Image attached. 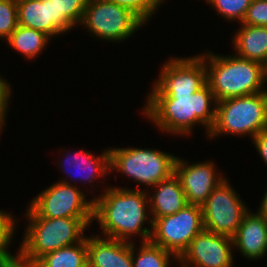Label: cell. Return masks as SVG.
<instances>
[{"label": "cell", "instance_id": "11", "mask_svg": "<svg viewBox=\"0 0 267 267\" xmlns=\"http://www.w3.org/2000/svg\"><path fill=\"white\" fill-rule=\"evenodd\" d=\"M226 177L202 205L204 229L233 238L250 210Z\"/></svg>", "mask_w": 267, "mask_h": 267}, {"label": "cell", "instance_id": "29", "mask_svg": "<svg viewBox=\"0 0 267 267\" xmlns=\"http://www.w3.org/2000/svg\"><path fill=\"white\" fill-rule=\"evenodd\" d=\"M8 81L0 73V137L3 134L2 130L5 129L10 103L12 102L11 82L9 83Z\"/></svg>", "mask_w": 267, "mask_h": 267}, {"label": "cell", "instance_id": "2", "mask_svg": "<svg viewBox=\"0 0 267 267\" xmlns=\"http://www.w3.org/2000/svg\"><path fill=\"white\" fill-rule=\"evenodd\" d=\"M146 97L140 112L159 132L185 138L191 136L196 126H202L208 137L215 122L217 105L208 84L192 95Z\"/></svg>", "mask_w": 267, "mask_h": 267}, {"label": "cell", "instance_id": "9", "mask_svg": "<svg viewBox=\"0 0 267 267\" xmlns=\"http://www.w3.org/2000/svg\"><path fill=\"white\" fill-rule=\"evenodd\" d=\"M90 195L79 186L55 181L28 205L42 218L94 217V199Z\"/></svg>", "mask_w": 267, "mask_h": 267}, {"label": "cell", "instance_id": "12", "mask_svg": "<svg viewBox=\"0 0 267 267\" xmlns=\"http://www.w3.org/2000/svg\"><path fill=\"white\" fill-rule=\"evenodd\" d=\"M59 150H60L59 154L61 156L60 158L62 160L58 159L56 166H58L60 171L63 170L62 173H64V175L67 176L65 177L62 174L61 177L63 178H59V180L57 181L71 185H74L75 183L73 182H76L77 184L75 185H79V188L85 187L84 190L85 189L89 190L92 187L93 188L91 189L92 191L90 190L87 192L88 194L89 192L93 193L92 195L93 199H95L94 194L96 189L100 187L99 185L97 186V182L100 185L101 182L102 185L103 184L106 185L102 191H104L107 187L110 186V184L108 185V183H105L106 182L105 180H107L106 177L110 175L109 148L103 149V151L98 155L93 154L89 150L86 149L84 150V148L79 149L77 151H71L69 149L65 150V147H63V149ZM88 185L90 186V188L87 187Z\"/></svg>", "mask_w": 267, "mask_h": 267}, {"label": "cell", "instance_id": "8", "mask_svg": "<svg viewBox=\"0 0 267 267\" xmlns=\"http://www.w3.org/2000/svg\"><path fill=\"white\" fill-rule=\"evenodd\" d=\"M160 66L148 95H192L207 84L205 63L198 54L170 56Z\"/></svg>", "mask_w": 267, "mask_h": 267}, {"label": "cell", "instance_id": "23", "mask_svg": "<svg viewBox=\"0 0 267 267\" xmlns=\"http://www.w3.org/2000/svg\"><path fill=\"white\" fill-rule=\"evenodd\" d=\"M55 8L53 25L63 34L77 28L83 18L88 0H51Z\"/></svg>", "mask_w": 267, "mask_h": 267}, {"label": "cell", "instance_id": "3", "mask_svg": "<svg viewBox=\"0 0 267 267\" xmlns=\"http://www.w3.org/2000/svg\"><path fill=\"white\" fill-rule=\"evenodd\" d=\"M198 55L204 60L207 84L216 101L267 91L265 66L236 54H217L210 49Z\"/></svg>", "mask_w": 267, "mask_h": 267}, {"label": "cell", "instance_id": "32", "mask_svg": "<svg viewBox=\"0 0 267 267\" xmlns=\"http://www.w3.org/2000/svg\"><path fill=\"white\" fill-rule=\"evenodd\" d=\"M260 201H261L259 203L260 205L258 209L256 210V212L267 221V189H265V193L264 195H262V200Z\"/></svg>", "mask_w": 267, "mask_h": 267}, {"label": "cell", "instance_id": "31", "mask_svg": "<svg viewBox=\"0 0 267 267\" xmlns=\"http://www.w3.org/2000/svg\"><path fill=\"white\" fill-rule=\"evenodd\" d=\"M251 141V144L254 145V149L256 148V152L259 153L267 167V129L260 131Z\"/></svg>", "mask_w": 267, "mask_h": 267}, {"label": "cell", "instance_id": "20", "mask_svg": "<svg viewBox=\"0 0 267 267\" xmlns=\"http://www.w3.org/2000/svg\"><path fill=\"white\" fill-rule=\"evenodd\" d=\"M51 38L41 31L17 25L10 37L5 41L8 47L22 55L25 60H35L40 57L51 43Z\"/></svg>", "mask_w": 267, "mask_h": 267}, {"label": "cell", "instance_id": "24", "mask_svg": "<svg viewBox=\"0 0 267 267\" xmlns=\"http://www.w3.org/2000/svg\"><path fill=\"white\" fill-rule=\"evenodd\" d=\"M227 23L241 24L252 0H204ZM234 21V22H233Z\"/></svg>", "mask_w": 267, "mask_h": 267}, {"label": "cell", "instance_id": "18", "mask_svg": "<svg viewBox=\"0 0 267 267\" xmlns=\"http://www.w3.org/2000/svg\"><path fill=\"white\" fill-rule=\"evenodd\" d=\"M18 24L41 31L51 39L63 34L53 25L55 8L51 0H25L17 2Z\"/></svg>", "mask_w": 267, "mask_h": 267}, {"label": "cell", "instance_id": "25", "mask_svg": "<svg viewBox=\"0 0 267 267\" xmlns=\"http://www.w3.org/2000/svg\"><path fill=\"white\" fill-rule=\"evenodd\" d=\"M18 222L19 219L10 211L0 209V259L13 255L9 247L16 237Z\"/></svg>", "mask_w": 267, "mask_h": 267}, {"label": "cell", "instance_id": "21", "mask_svg": "<svg viewBox=\"0 0 267 267\" xmlns=\"http://www.w3.org/2000/svg\"><path fill=\"white\" fill-rule=\"evenodd\" d=\"M38 264L39 267H88L87 235L81 242L45 254Z\"/></svg>", "mask_w": 267, "mask_h": 267}, {"label": "cell", "instance_id": "28", "mask_svg": "<svg viewBox=\"0 0 267 267\" xmlns=\"http://www.w3.org/2000/svg\"><path fill=\"white\" fill-rule=\"evenodd\" d=\"M241 24L267 26V0H252Z\"/></svg>", "mask_w": 267, "mask_h": 267}, {"label": "cell", "instance_id": "19", "mask_svg": "<svg viewBox=\"0 0 267 267\" xmlns=\"http://www.w3.org/2000/svg\"><path fill=\"white\" fill-rule=\"evenodd\" d=\"M239 25L230 37L234 54L265 66L267 64V26Z\"/></svg>", "mask_w": 267, "mask_h": 267}, {"label": "cell", "instance_id": "7", "mask_svg": "<svg viewBox=\"0 0 267 267\" xmlns=\"http://www.w3.org/2000/svg\"><path fill=\"white\" fill-rule=\"evenodd\" d=\"M146 25L129 9L107 0H88L79 28L98 41L125 42Z\"/></svg>", "mask_w": 267, "mask_h": 267}, {"label": "cell", "instance_id": "27", "mask_svg": "<svg viewBox=\"0 0 267 267\" xmlns=\"http://www.w3.org/2000/svg\"><path fill=\"white\" fill-rule=\"evenodd\" d=\"M18 25L16 0H0V40L4 43ZM4 40V41H3Z\"/></svg>", "mask_w": 267, "mask_h": 267}, {"label": "cell", "instance_id": "22", "mask_svg": "<svg viewBox=\"0 0 267 267\" xmlns=\"http://www.w3.org/2000/svg\"><path fill=\"white\" fill-rule=\"evenodd\" d=\"M136 245V246H135ZM140 245L139 247H137ZM132 243L133 267H171L178 258L151 241ZM171 265V266H170Z\"/></svg>", "mask_w": 267, "mask_h": 267}, {"label": "cell", "instance_id": "16", "mask_svg": "<svg viewBox=\"0 0 267 267\" xmlns=\"http://www.w3.org/2000/svg\"><path fill=\"white\" fill-rule=\"evenodd\" d=\"M88 235V267H133L132 243L102 237L96 233Z\"/></svg>", "mask_w": 267, "mask_h": 267}, {"label": "cell", "instance_id": "4", "mask_svg": "<svg viewBox=\"0 0 267 267\" xmlns=\"http://www.w3.org/2000/svg\"><path fill=\"white\" fill-rule=\"evenodd\" d=\"M23 216L27 223L18 251L38 261L45 254L81 242L94 217L42 218L29 205ZM93 222V223H92Z\"/></svg>", "mask_w": 267, "mask_h": 267}, {"label": "cell", "instance_id": "30", "mask_svg": "<svg viewBox=\"0 0 267 267\" xmlns=\"http://www.w3.org/2000/svg\"><path fill=\"white\" fill-rule=\"evenodd\" d=\"M0 267H39L38 261L25 258L19 251L0 259Z\"/></svg>", "mask_w": 267, "mask_h": 267}, {"label": "cell", "instance_id": "13", "mask_svg": "<svg viewBox=\"0 0 267 267\" xmlns=\"http://www.w3.org/2000/svg\"><path fill=\"white\" fill-rule=\"evenodd\" d=\"M233 238L203 230L178 258L179 267H236Z\"/></svg>", "mask_w": 267, "mask_h": 267}, {"label": "cell", "instance_id": "1", "mask_svg": "<svg viewBox=\"0 0 267 267\" xmlns=\"http://www.w3.org/2000/svg\"><path fill=\"white\" fill-rule=\"evenodd\" d=\"M96 192L93 220L100 227L97 235L130 243L137 241L135 238L150 241L153 220L147 190L118 185Z\"/></svg>", "mask_w": 267, "mask_h": 267}, {"label": "cell", "instance_id": "33", "mask_svg": "<svg viewBox=\"0 0 267 267\" xmlns=\"http://www.w3.org/2000/svg\"><path fill=\"white\" fill-rule=\"evenodd\" d=\"M265 75H266V79H267V64L265 65Z\"/></svg>", "mask_w": 267, "mask_h": 267}, {"label": "cell", "instance_id": "17", "mask_svg": "<svg viewBox=\"0 0 267 267\" xmlns=\"http://www.w3.org/2000/svg\"><path fill=\"white\" fill-rule=\"evenodd\" d=\"M150 190H147V193L152 220L175 214L188 204L181 182L175 173L152 186Z\"/></svg>", "mask_w": 267, "mask_h": 267}, {"label": "cell", "instance_id": "6", "mask_svg": "<svg viewBox=\"0 0 267 267\" xmlns=\"http://www.w3.org/2000/svg\"><path fill=\"white\" fill-rule=\"evenodd\" d=\"M110 173L133 179L135 189L149 190L175 173L178 155L160 149L140 147H109ZM113 171V172H112ZM118 172V173H117ZM141 184V186H140ZM140 186V187H139Z\"/></svg>", "mask_w": 267, "mask_h": 267}, {"label": "cell", "instance_id": "15", "mask_svg": "<svg viewBox=\"0 0 267 267\" xmlns=\"http://www.w3.org/2000/svg\"><path fill=\"white\" fill-rule=\"evenodd\" d=\"M233 245L248 262L264 259L267 256V221L249 210L233 237Z\"/></svg>", "mask_w": 267, "mask_h": 267}, {"label": "cell", "instance_id": "14", "mask_svg": "<svg viewBox=\"0 0 267 267\" xmlns=\"http://www.w3.org/2000/svg\"><path fill=\"white\" fill-rule=\"evenodd\" d=\"M177 157L175 175L179 178L187 203L202 206L212 191L224 181L225 174L214 160L190 162ZM224 175V176H223Z\"/></svg>", "mask_w": 267, "mask_h": 267}, {"label": "cell", "instance_id": "5", "mask_svg": "<svg viewBox=\"0 0 267 267\" xmlns=\"http://www.w3.org/2000/svg\"><path fill=\"white\" fill-rule=\"evenodd\" d=\"M267 129V91L218 101L213 127L207 137L214 141L220 136L252 138Z\"/></svg>", "mask_w": 267, "mask_h": 267}, {"label": "cell", "instance_id": "26", "mask_svg": "<svg viewBox=\"0 0 267 267\" xmlns=\"http://www.w3.org/2000/svg\"><path fill=\"white\" fill-rule=\"evenodd\" d=\"M129 9L137 15L146 25L157 15L159 8L166 0H107ZM161 5V6H160ZM156 14V15H155ZM148 22V23H147Z\"/></svg>", "mask_w": 267, "mask_h": 267}, {"label": "cell", "instance_id": "10", "mask_svg": "<svg viewBox=\"0 0 267 267\" xmlns=\"http://www.w3.org/2000/svg\"><path fill=\"white\" fill-rule=\"evenodd\" d=\"M203 230L202 206L187 204L175 214L154 218L150 241L179 258Z\"/></svg>", "mask_w": 267, "mask_h": 267}]
</instances>
